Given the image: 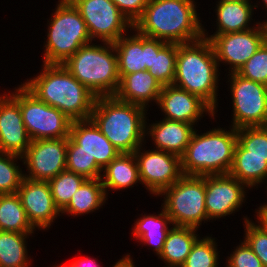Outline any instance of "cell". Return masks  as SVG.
Listing matches in <instances>:
<instances>
[{
  "label": "cell",
  "instance_id": "35",
  "mask_svg": "<svg viewBox=\"0 0 267 267\" xmlns=\"http://www.w3.org/2000/svg\"><path fill=\"white\" fill-rule=\"evenodd\" d=\"M237 141L245 148V156L267 157V126L239 128Z\"/></svg>",
  "mask_w": 267,
  "mask_h": 267
},
{
  "label": "cell",
  "instance_id": "23",
  "mask_svg": "<svg viewBox=\"0 0 267 267\" xmlns=\"http://www.w3.org/2000/svg\"><path fill=\"white\" fill-rule=\"evenodd\" d=\"M257 5L259 3L253 5L252 2H216L217 27L212 35L240 32L256 27L260 21L253 25L251 23Z\"/></svg>",
  "mask_w": 267,
  "mask_h": 267
},
{
  "label": "cell",
  "instance_id": "2",
  "mask_svg": "<svg viewBox=\"0 0 267 267\" xmlns=\"http://www.w3.org/2000/svg\"><path fill=\"white\" fill-rule=\"evenodd\" d=\"M40 74L22 84L39 100L57 108L72 121L88 120L96 96L62 64H42Z\"/></svg>",
  "mask_w": 267,
  "mask_h": 267
},
{
  "label": "cell",
  "instance_id": "24",
  "mask_svg": "<svg viewBox=\"0 0 267 267\" xmlns=\"http://www.w3.org/2000/svg\"><path fill=\"white\" fill-rule=\"evenodd\" d=\"M161 209V212L156 215L155 213L141 214V217L134 222V226L132 225L131 230L134 240H137L142 246H152L151 248L157 257L162 252L168 231L173 226L162 205Z\"/></svg>",
  "mask_w": 267,
  "mask_h": 267
},
{
  "label": "cell",
  "instance_id": "32",
  "mask_svg": "<svg viewBox=\"0 0 267 267\" xmlns=\"http://www.w3.org/2000/svg\"><path fill=\"white\" fill-rule=\"evenodd\" d=\"M202 238V239H201ZM199 237L181 267H218L219 253L215 238Z\"/></svg>",
  "mask_w": 267,
  "mask_h": 267
},
{
  "label": "cell",
  "instance_id": "37",
  "mask_svg": "<svg viewBox=\"0 0 267 267\" xmlns=\"http://www.w3.org/2000/svg\"><path fill=\"white\" fill-rule=\"evenodd\" d=\"M241 77L267 86V40L237 72Z\"/></svg>",
  "mask_w": 267,
  "mask_h": 267
},
{
  "label": "cell",
  "instance_id": "39",
  "mask_svg": "<svg viewBox=\"0 0 267 267\" xmlns=\"http://www.w3.org/2000/svg\"><path fill=\"white\" fill-rule=\"evenodd\" d=\"M226 267H264L260 259L243 240L227 257Z\"/></svg>",
  "mask_w": 267,
  "mask_h": 267
},
{
  "label": "cell",
  "instance_id": "6",
  "mask_svg": "<svg viewBox=\"0 0 267 267\" xmlns=\"http://www.w3.org/2000/svg\"><path fill=\"white\" fill-rule=\"evenodd\" d=\"M62 65L96 97L114 96L119 88L113 43L85 44Z\"/></svg>",
  "mask_w": 267,
  "mask_h": 267
},
{
  "label": "cell",
  "instance_id": "25",
  "mask_svg": "<svg viewBox=\"0 0 267 267\" xmlns=\"http://www.w3.org/2000/svg\"><path fill=\"white\" fill-rule=\"evenodd\" d=\"M101 181L108 196V191L133 188L140 183L138 163L134 153H120L103 170ZM108 189V190H107Z\"/></svg>",
  "mask_w": 267,
  "mask_h": 267
},
{
  "label": "cell",
  "instance_id": "10",
  "mask_svg": "<svg viewBox=\"0 0 267 267\" xmlns=\"http://www.w3.org/2000/svg\"><path fill=\"white\" fill-rule=\"evenodd\" d=\"M232 98L231 126H267V86L245 79L237 73L227 75Z\"/></svg>",
  "mask_w": 267,
  "mask_h": 267
},
{
  "label": "cell",
  "instance_id": "28",
  "mask_svg": "<svg viewBox=\"0 0 267 267\" xmlns=\"http://www.w3.org/2000/svg\"><path fill=\"white\" fill-rule=\"evenodd\" d=\"M101 178L86 179L79 189L72 195L69 204L61 211V214L76 217L93 213L105 205L107 200Z\"/></svg>",
  "mask_w": 267,
  "mask_h": 267
},
{
  "label": "cell",
  "instance_id": "1",
  "mask_svg": "<svg viewBox=\"0 0 267 267\" xmlns=\"http://www.w3.org/2000/svg\"><path fill=\"white\" fill-rule=\"evenodd\" d=\"M196 4L195 0H149L133 29L167 43L195 42L203 38L204 28Z\"/></svg>",
  "mask_w": 267,
  "mask_h": 267
},
{
  "label": "cell",
  "instance_id": "45",
  "mask_svg": "<svg viewBox=\"0 0 267 267\" xmlns=\"http://www.w3.org/2000/svg\"><path fill=\"white\" fill-rule=\"evenodd\" d=\"M261 3H263V5H259V6H263V8L267 11V0H261Z\"/></svg>",
  "mask_w": 267,
  "mask_h": 267
},
{
  "label": "cell",
  "instance_id": "3",
  "mask_svg": "<svg viewBox=\"0 0 267 267\" xmlns=\"http://www.w3.org/2000/svg\"><path fill=\"white\" fill-rule=\"evenodd\" d=\"M219 65L209 40L177 44L173 85L199 96L216 114L218 108Z\"/></svg>",
  "mask_w": 267,
  "mask_h": 267
},
{
  "label": "cell",
  "instance_id": "12",
  "mask_svg": "<svg viewBox=\"0 0 267 267\" xmlns=\"http://www.w3.org/2000/svg\"><path fill=\"white\" fill-rule=\"evenodd\" d=\"M85 21L92 41L114 43L126 35L133 25L112 0H70ZM127 32V33H125ZM96 38V39H95Z\"/></svg>",
  "mask_w": 267,
  "mask_h": 267
},
{
  "label": "cell",
  "instance_id": "15",
  "mask_svg": "<svg viewBox=\"0 0 267 267\" xmlns=\"http://www.w3.org/2000/svg\"><path fill=\"white\" fill-rule=\"evenodd\" d=\"M247 186L228 174L205 176V206L210 220L220 219L241 209L246 200Z\"/></svg>",
  "mask_w": 267,
  "mask_h": 267
},
{
  "label": "cell",
  "instance_id": "41",
  "mask_svg": "<svg viewBox=\"0 0 267 267\" xmlns=\"http://www.w3.org/2000/svg\"><path fill=\"white\" fill-rule=\"evenodd\" d=\"M73 267H100L98 261L93 258L79 257L70 263Z\"/></svg>",
  "mask_w": 267,
  "mask_h": 267
},
{
  "label": "cell",
  "instance_id": "27",
  "mask_svg": "<svg viewBox=\"0 0 267 267\" xmlns=\"http://www.w3.org/2000/svg\"><path fill=\"white\" fill-rule=\"evenodd\" d=\"M229 174L250 190L259 187L267 182V157L245 156V148L237 141Z\"/></svg>",
  "mask_w": 267,
  "mask_h": 267
},
{
  "label": "cell",
  "instance_id": "18",
  "mask_svg": "<svg viewBox=\"0 0 267 267\" xmlns=\"http://www.w3.org/2000/svg\"><path fill=\"white\" fill-rule=\"evenodd\" d=\"M17 194L29 222L35 229L48 230L54 220L61 216L56 207L47 181L22 179Z\"/></svg>",
  "mask_w": 267,
  "mask_h": 267
},
{
  "label": "cell",
  "instance_id": "22",
  "mask_svg": "<svg viewBox=\"0 0 267 267\" xmlns=\"http://www.w3.org/2000/svg\"><path fill=\"white\" fill-rule=\"evenodd\" d=\"M162 88L160 82L147 70L138 71L127 74L120 80L114 96L120 101L147 108L151 102L157 104Z\"/></svg>",
  "mask_w": 267,
  "mask_h": 267
},
{
  "label": "cell",
  "instance_id": "19",
  "mask_svg": "<svg viewBox=\"0 0 267 267\" xmlns=\"http://www.w3.org/2000/svg\"><path fill=\"white\" fill-rule=\"evenodd\" d=\"M67 152L87 153L102 169L121 153L91 119L72 121Z\"/></svg>",
  "mask_w": 267,
  "mask_h": 267
},
{
  "label": "cell",
  "instance_id": "5",
  "mask_svg": "<svg viewBox=\"0 0 267 267\" xmlns=\"http://www.w3.org/2000/svg\"><path fill=\"white\" fill-rule=\"evenodd\" d=\"M194 130L181 157L183 175L206 176L228 174L237 143V129L212 128L204 133Z\"/></svg>",
  "mask_w": 267,
  "mask_h": 267
},
{
  "label": "cell",
  "instance_id": "44",
  "mask_svg": "<svg viewBox=\"0 0 267 267\" xmlns=\"http://www.w3.org/2000/svg\"><path fill=\"white\" fill-rule=\"evenodd\" d=\"M217 2H252L251 0H218Z\"/></svg>",
  "mask_w": 267,
  "mask_h": 267
},
{
  "label": "cell",
  "instance_id": "17",
  "mask_svg": "<svg viewBox=\"0 0 267 267\" xmlns=\"http://www.w3.org/2000/svg\"><path fill=\"white\" fill-rule=\"evenodd\" d=\"M156 105L164 113V119L186 122L195 127L207 113L212 120L216 119L214 110L204 100L173 84L163 86Z\"/></svg>",
  "mask_w": 267,
  "mask_h": 267
},
{
  "label": "cell",
  "instance_id": "20",
  "mask_svg": "<svg viewBox=\"0 0 267 267\" xmlns=\"http://www.w3.org/2000/svg\"><path fill=\"white\" fill-rule=\"evenodd\" d=\"M30 142L19 103L9 93L0 94V151L22 157Z\"/></svg>",
  "mask_w": 267,
  "mask_h": 267
},
{
  "label": "cell",
  "instance_id": "8",
  "mask_svg": "<svg viewBox=\"0 0 267 267\" xmlns=\"http://www.w3.org/2000/svg\"><path fill=\"white\" fill-rule=\"evenodd\" d=\"M158 196L164 198L162 206L174 226L200 228L208 222L205 206V176L183 175Z\"/></svg>",
  "mask_w": 267,
  "mask_h": 267
},
{
  "label": "cell",
  "instance_id": "33",
  "mask_svg": "<svg viewBox=\"0 0 267 267\" xmlns=\"http://www.w3.org/2000/svg\"><path fill=\"white\" fill-rule=\"evenodd\" d=\"M177 61V44L168 43L160 52H154L153 66L147 71L155 77L162 86L174 82Z\"/></svg>",
  "mask_w": 267,
  "mask_h": 267
},
{
  "label": "cell",
  "instance_id": "40",
  "mask_svg": "<svg viewBox=\"0 0 267 267\" xmlns=\"http://www.w3.org/2000/svg\"><path fill=\"white\" fill-rule=\"evenodd\" d=\"M132 25L142 16L149 0H112Z\"/></svg>",
  "mask_w": 267,
  "mask_h": 267
},
{
  "label": "cell",
  "instance_id": "34",
  "mask_svg": "<svg viewBox=\"0 0 267 267\" xmlns=\"http://www.w3.org/2000/svg\"><path fill=\"white\" fill-rule=\"evenodd\" d=\"M23 158L19 155L0 151V194H15L18 192L24 171L17 165Z\"/></svg>",
  "mask_w": 267,
  "mask_h": 267
},
{
  "label": "cell",
  "instance_id": "38",
  "mask_svg": "<svg viewBox=\"0 0 267 267\" xmlns=\"http://www.w3.org/2000/svg\"><path fill=\"white\" fill-rule=\"evenodd\" d=\"M66 170L84 176L86 179L101 178L102 168L84 152H67Z\"/></svg>",
  "mask_w": 267,
  "mask_h": 267
},
{
  "label": "cell",
  "instance_id": "21",
  "mask_svg": "<svg viewBox=\"0 0 267 267\" xmlns=\"http://www.w3.org/2000/svg\"><path fill=\"white\" fill-rule=\"evenodd\" d=\"M155 122L148 125L146 119V138H151L154 149L165 151L181 158L196 129L194 125L164 118Z\"/></svg>",
  "mask_w": 267,
  "mask_h": 267
},
{
  "label": "cell",
  "instance_id": "13",
  "mask_svg": "<svg viewBox=\"0 0 267 267\" xmlns=\"http://www.w3.org/2000/svg\"><path fill=\"white\" fill-rule=\"evenodd\" d=\"M141 145L135 152L140 182L150 194L156 197L172 186L182 176L181 158L174 154L156 150H144Z\"/></svg>",
  "mask_w": 267,
  "mask_h": 267
},
{
  "label": "cell",
  "instance_id": "11",
  "mask_svg": "<svg viewBox=\"0 0 267 267\" xmlns=\"http://www.w3.org/2000/svg\"><path fill=\"white\" fill-rule=\"evenodd\" d=\"M203 28V38L212 44L218 65H229V74L237 73L260 46L267 40L266 21L252 29L218 35H208Z\"/></svg>",
  "mask_w": 267,
  "mask_h": 267
},
{
  "label": "cell",
  "instance_id": "47",
  "mask_svg": "<svg viewBox=\"0 0 267 267\" xmlns=\"http://www.w3.org/2000/svg\"><path fill=\"white\" fill-rule=\"evenodd\" d=\"M53 267H73L70 263L68 264V266L66 264H62V265H53Z\"/></svg>",
  "mask_w": 267,
  "mask_h": 267
},
{
  "label": "cell",
  "instance_id": "29",
  "mask_svg": "<svg viewBox=\"0 0 267 267\" xmlns=\"http://www.w3.org/2000/svg\"><path fill=\"white\" fill-rule=\"evenodd\" d=\"M32 234L0 231V267H29L32 264L26 242Z\"/></svg>",
  "mask_w": 267,
  "mask_h": 267
},
{
  "label": "cell",
  "instance_id": "7",
  "mask_svg": "<svg viewBox=\"0 0 267 267\" xmlns=\"http://www.w3.org/2000/svg\"><path fill=\"white\" fill-rule=\"evenodd\" d=\"M49 20L43 63L63 64L83 45L92 42L85 21L70 0H59Z\"/></svg>",
  "mask_w": 267,
  "mask_h": 267
},
{
  "label": "cell",
  "instance_id": "30",
  "mask_svg": "<svg viewBox=\"0 0 267 267\" xmlns=\"http://www.w3.org/2000/svg\"><path fill=\"white\" fill-rule=\"evenodd\" d=\"M0 231L34 233L17 193L0 194Z\"/></svg>",
  "mask_w": 267,
  "mask_h": 267
},
{
  "label": "cell",
  "instance_id": "16",
  "mask_svg": "<svg viewBox=\"0 0 267 267\" xmlns=\"http://www.w3.org/2000/svg\"><path fill=\"white\" fill-rule=\"evenodd\" d=\"M115 41L118 73L120 80L127 74L146 71L153 66L154 52H160L168 43L141 35L133 29ZM135 33V34H134Z\"/></svg>",
  "mask_w": 267,
  "mask_h": 267
},
{
  "label": "cell",
  "instance_id": "9",
  "mask_svg": "<svg viewBox=\"0 0 267 267\" xmlns=\"http://www.w3.org/2000/svg\"><path fill=\"white\" fill-rule=\"evenodd\" d=\"M8 93L19 103L26 131L31 139L68 138L72 120L57 108L39 100L22 83Z\"/></svg>",
  "mask_w": 267,
  "mask_h": 267
},
{
  "label": "cell",
  "instance_id": "26",
  "mask_svg": "<svg viewBox=\"0 0 267 267\" xmlns=\"http://www.w3.org/2000/svg\"><path fill=\"white\" fill-rule=\"evenodd\" d=\"M198 229L192 227L172 226L168 231L162 252L158 256L165 266L181 267L191 251L193 244L200 237Z\"/></svg>",
  "mask_w": 267,
  "mask_h": 267
},
{
  "label": "cell",
  "instance_id": "46",
  "mask_svg": "<svg viewBox=\"0 0 267 267\" xmlns=\"http://www.w3.org/2000/svg\"><path fill=\"white\" fill-rule=\"evenodd\" d=\"M264 212H267V203L259 206Z\"/></svg>",
  "mask_w": 267,
  "mask_h": 267
},
{
  "label": "cell",
  "instance_id": "43",
  "mask_svg": "<svg viewBox=\"0 0 267 267\" xmlns=\"http://www.w3.org/2000/svg\"><path fill=\"white\" fill-rule=\"evenodd\" d=\"M255 213V216L267 227V212L258 207Z\"/></svg>",
  "mask_w": 267,
  "mask_h": 267
},
{
  "label": "cell",
  "instance_id": "31",
  "mask_svg": "<svg viewBox=\"0 0 267 267\" xmlns=\"http://www.w3.org/2000/svg\"><path fill=\"white\" fill-rule=\"evenodd\" d=\"M86 178L74 172L64 170L48 180L54 203L60 212L69 204L72 195L79 189Z\"/></svg>",
  "mask_w": 267,
  "mask_h": 267
},
{
  "label": "cell",
  "instance_id": "36",
  "mask_svg": "<svg viewBox=\"0 0 267 267\" xmlns=\"http://www.w3.org/2000/svg\"><path fill=\"white\" fill-rule=\"evenodd\" d=\"M254 223L249 217L244 216V241L260 259L264 267H267V227L258 219ZM257 223V224H256Z\"/></svg>",
  "mask_w": 267,
  "mask_h": 267
},
{
  "label": "cell",
  "instance_id": "42",
  "mask_svg": "<svg viewBox=\"0 0 267 267\" xmlns=\"http://www.w3.org/2000/svg\"><path fill=\"white\" fill-rule=\"evenodd\" d=\"M134 263L135 262L133 258H131V255L127 253L123 256V258L121 257V259L115 262L112 267H136Z\"/></svg>",
  "mask_w": 267,
  "mask_h": 267
},
{
  "label": "cell",
  "instance_id": "4",
  "mask_svg": "<svg viewBox=\"0 0 267 267\" xmlns=\"http://www.w3.org/2000/svg\"><path fill=\"white\" fill-rule=\"evenodd\" d=\"M147 111L115 96L96 97L90 119L121 153H134L146 144Z\"/></svg>",
  "mask_w": 267,
  "mask_h": 267
},
{
  "label": "cell",
  "instance_id": "14",
  "mask_svg": "<svg viewBox=\"0 0 267 267\" xmlns=\"http://www.w3.org/2000/svg\"><path fill=\"white\" fill-rule=\"evenodd\" d=\"M67 138L41 139L30 142L22 156L28 170L24 177L48 181L66 170Z\"/></svg>",
  "mask_w": 267,
  "mask_h": 267
}]
</instances>
